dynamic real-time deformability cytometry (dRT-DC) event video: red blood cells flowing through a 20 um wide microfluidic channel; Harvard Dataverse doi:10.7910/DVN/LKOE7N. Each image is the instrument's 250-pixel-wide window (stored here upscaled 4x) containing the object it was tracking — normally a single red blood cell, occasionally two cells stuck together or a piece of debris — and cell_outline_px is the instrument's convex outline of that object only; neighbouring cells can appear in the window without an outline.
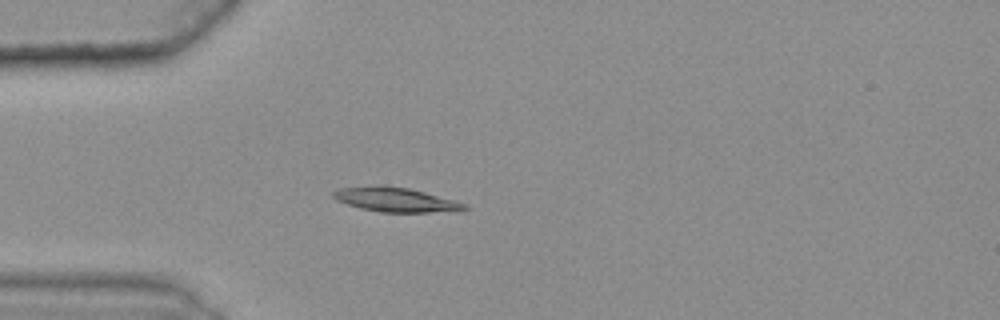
{"species": "common noctule bat (a hibernating species)", "species_latin": "Nyctalus noctula", "temperature_condition": "warm", "stored_images_in_passage": 33, "camera_frame_rate_fps": 3000, "um_per_image_px": 0.085, "animal": {"sex": "female", "body_mass_g": 25.1}, "frame": {"image": 1, "passage_image": 2, "time_ms": 0.333, "image_size_px": [1000, 320], "cell_outline_px": [[468, 208], [428, 212], [380, 212], [360, 208], [336, 200], [332, 196], [332, 192], [340, 188], [380, 184], [408, 188], [424, 192], [468, 204]], "centroid_in_image_um": [33.53, 16.95], "position_along_channel_um": 51.5, "area_um2": 18.38}}
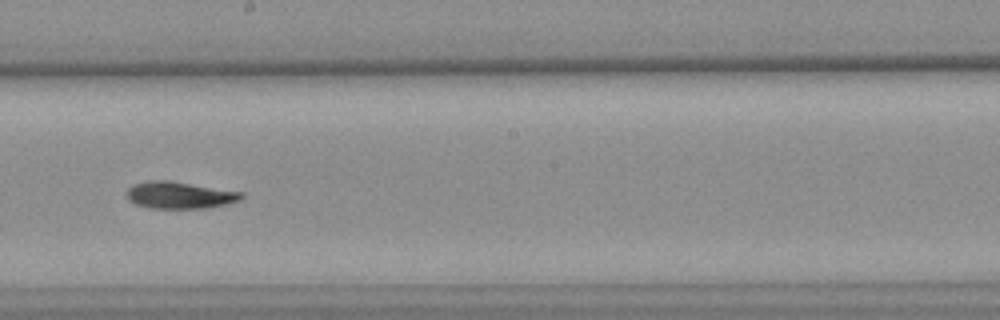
{"frame": {"image": 2, "passage_image": 18, "time_ms": 5.667, "image_size_px": [1000, 320], "cell_outline_px": [[244, 196], [240, 200], [208, 208], [148, 208], [136, 204], [128, 200], [128, 188], [132, 184], [152, 180], [168, 180], [244, 192]], "centroid_in_image_um": [15.27, 16.58], "position_along_channel_um": 232.9, "area_um2": 17.98}}
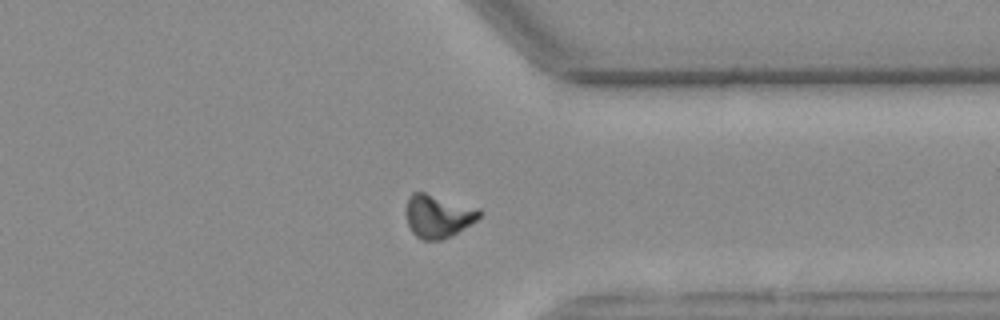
{"frame": {"image": 3, "passage_image": 30, "time_ms": 9.667, "image_size_px": [1000, 320], "cell_outline_px": [[480, 216], [476, 220], [452, 236], [440, 240], [424, 240], [416, 236], [412, 232], [408, 224], [408, 196], [412, 192], [424, 192], [480, 208]], "centroid_in_image_um": [37.25, 18.37], "position_along_channel_um": 374.1, "area_um2": 18.15}, "authors_computed_cell_mechanics": {"area_um2": 17.629, "velocity_mm_per_s": 3.6052, "shape_relaxation_time_tau1_ms": 5.5417, "shape_relaxation_time_tau2_ms": null, "deformation_change_tau1": 0.1789, "deformation_change_tau2": null}}